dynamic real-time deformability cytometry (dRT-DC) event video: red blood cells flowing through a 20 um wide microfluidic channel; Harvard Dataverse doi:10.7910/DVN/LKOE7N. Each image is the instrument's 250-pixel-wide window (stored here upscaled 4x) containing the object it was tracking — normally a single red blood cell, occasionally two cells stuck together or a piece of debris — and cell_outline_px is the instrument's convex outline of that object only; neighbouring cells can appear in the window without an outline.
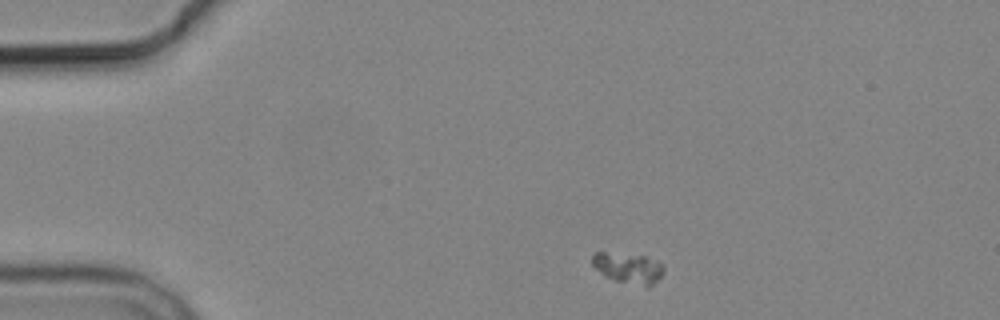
{"species": "common noctule bat (a hibernating species)", "species_latin": "Nyctalus noctula", "temperature_condition": "cold", "stored_images_in_passage": 4, "camera_frame_rate_fps": 3000, "um_per_image_px": 0.085, "animal": {"sex": "male", "body_mass_g": 19.2, "forearm_length_mm": 51.8}, "frame": {"image": 1, "passage_image": 1, "time_ms": 0.0, "image_size_px": [1000, 320], "cell_outline_px": [[664, 272], [648, 288], [644, 288], [616, 280], [604, 276], [592, 264], [592, 256], [596, 252], [604, 252], [644, 256], [660, 264], [664, 268]], "centroid_in_image_um": [53.39, 22.81], "position_along_channel_um": 31.6, "area_um2": 12.6}}
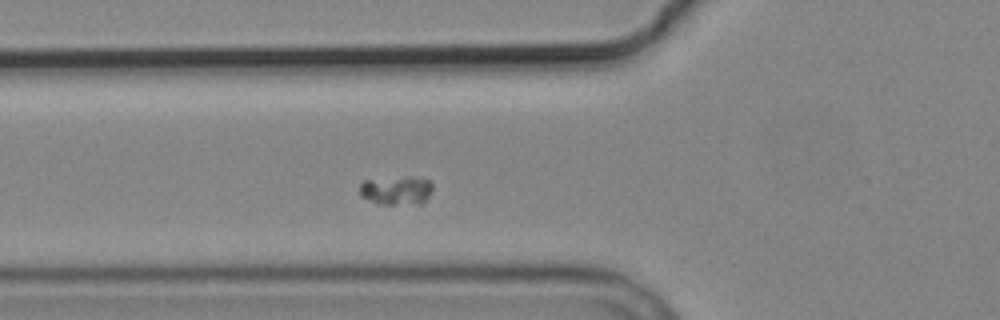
{"frame": {"image": 2, "passage_image": 4, "time_ms": 3.333, "image_size_px": [1000, 320], "cell_outline_px": [[432, 188], [428, 196], [420, 204], [376, 204], [360, 196], [360, 184], [364, 180], [408, 176], [428, 180], [432, 184]], "centroid_in_image_um": [33.65, 16.18], "position_along_channel_um": 92.1, "area_um2": 12.25}}